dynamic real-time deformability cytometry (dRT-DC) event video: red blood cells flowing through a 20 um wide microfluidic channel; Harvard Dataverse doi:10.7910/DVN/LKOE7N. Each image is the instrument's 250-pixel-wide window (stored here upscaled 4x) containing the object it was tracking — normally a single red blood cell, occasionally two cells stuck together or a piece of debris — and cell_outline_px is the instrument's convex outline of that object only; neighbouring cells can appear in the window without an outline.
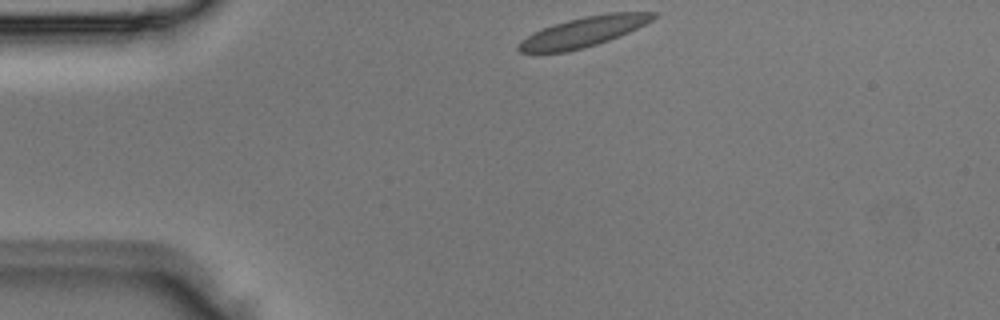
{"species": "Egyptian fruit bat (a non-hibernating species)", "species_latin": "Rousettus aegyptiacus", "temperature_condition": "room temperature", "stored_images_in_passage": 3, "segment_of_instrument_passage": [1, 2], "camera_frame_rate_fps": 3000, "um_per_image_px": 0.085, "animal": {"sex": "male"}, "frame": {"image": 1, "passage_image": 1, "time_ms": 0.0, "image_size_px": [1000, 320], "cell_outline_px": [[660, 16], [620, 36], [584, 48], [564, 52], [520, 52], [516, 48], [520, 40], [532, 32], [552, 24], [584, 16], [608, 12], [660, 12]], "centroid_in_image_um": [49.6, 2.69], "position_along_channel_um": 35.4, "area_um2": 23.64}}